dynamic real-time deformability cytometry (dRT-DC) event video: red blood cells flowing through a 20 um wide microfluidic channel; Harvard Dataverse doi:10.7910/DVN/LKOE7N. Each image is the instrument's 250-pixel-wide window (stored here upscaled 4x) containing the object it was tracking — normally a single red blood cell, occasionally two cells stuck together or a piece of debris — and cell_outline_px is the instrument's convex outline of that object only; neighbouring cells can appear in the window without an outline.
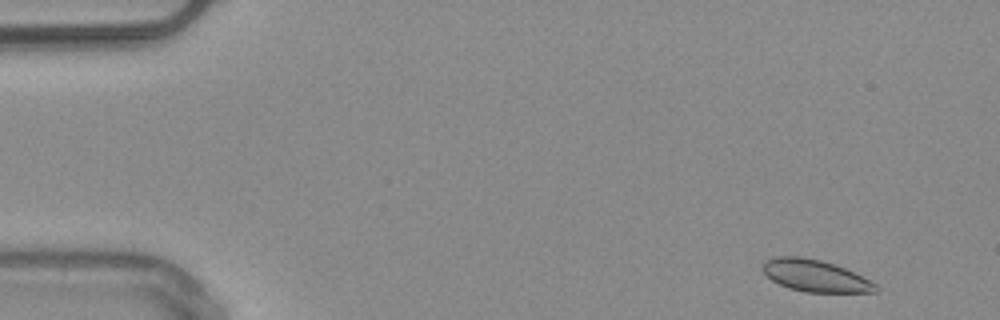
{"species": "common noctule bat (a hibernating species)", "species_latin": "Nyctalus noctula", "temperature_condition": "warm", "stored_images_in_passage": 49, "camera_frame_rate_fps": 3000, "um_per_image_px": 0.085, "animal": {"sex": "male", "body_mass_g": 20.4}, "frame": {"image": 1, "passage_image": 2, "time_ms": 0.333, "image_size_px": [1000, 320], "cell_outline_px": [[880, 288], [876, 292], [804, 292], [788, 288], [764, 276], [760, 268], [760, 264], [764, 260], [776, 256], [800, 256], [820, 260], [844, 268], [876, 284]], "centroid_in_image_um": [69.19, 23.43], "position_along_channel_um": 15.8, "area_um2": 21.1}}
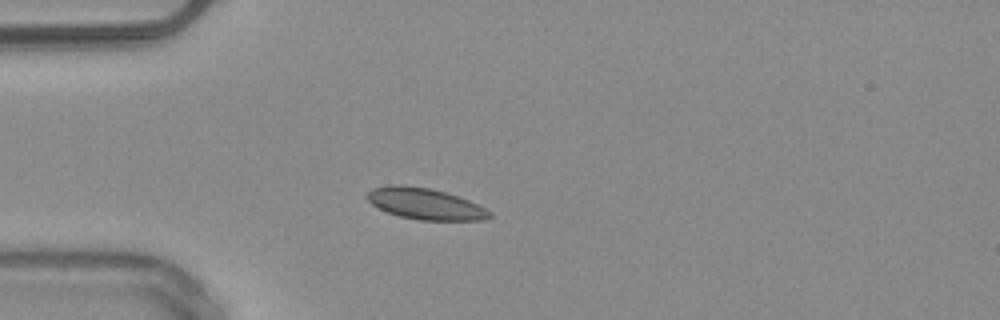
{"frame": {"image": 2, "passage_image": 12, "time_ms": 3.667, "image_size_px": [1000, 320], "cell_outline_px": [[492, 216], [484, 220], [416, 220], [400, 216], [388, 212], [372, 204], [364, 196], [372, 188], [388, 184], [404, 184], [428, 188], [444, 192], [468, 200], [492, 212]], "centroid_in_image_um": [36.1, 17.31], "position_along_channel_um": 48.9, "area_um2": 22.25}, "authors_computed_cell_mechanics": {"area_um2": 20.8658, "velocity_mm_per_s": 3.9751, "shape_relaxation_time_tau1_ms": 2.6037, "shape_relaxation_time_tau2_ms": 1.4048, "deformation_change_tau1": 0.0604, "deformation_change_tau2": 0.0471}}